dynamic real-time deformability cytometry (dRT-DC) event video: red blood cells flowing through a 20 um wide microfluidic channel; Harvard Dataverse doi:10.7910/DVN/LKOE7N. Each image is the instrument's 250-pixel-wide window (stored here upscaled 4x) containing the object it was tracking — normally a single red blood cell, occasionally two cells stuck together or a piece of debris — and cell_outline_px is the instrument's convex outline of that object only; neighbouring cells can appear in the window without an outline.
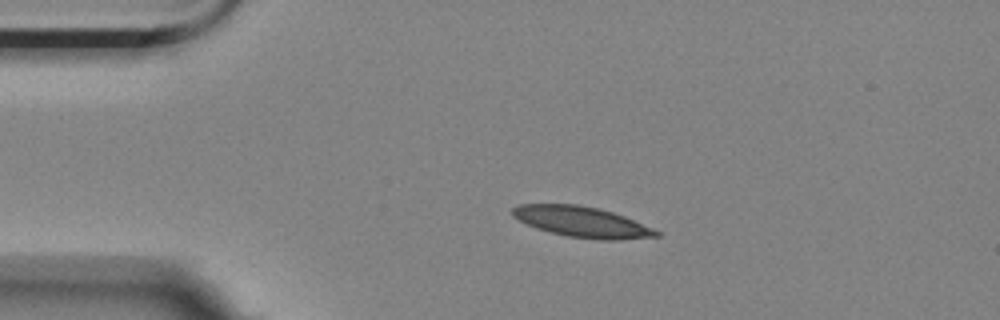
{"species": "Egyptian fruit bat (a non-hibernating species)", "species_latin": "Rousettus aegyptiacus", "temperature_condition": "room temperature", "stored_images_in_passage": 8, "camera_frame_rate_fps": 3000, "um_per_image_px": 0.085, "animal": {"sex": "female"}, "frame": {"image": 1, "passage_image": 3, "time_ms": 0.667, "image_size_px": [1000, 320], "cell_outline_px": [[660, 236], [620, 240], [600, 240], [568, 236], [548, 232], [536, 228], [512, 216], [512, 208], [520, 204], [576, 204], [600, 208], [624, 216], [652, 228], [660, 232]], "centroid_in_image_um": [49.47, 18.86], "position_along_channel_um": 35.5, "area_um2": 25.61}}
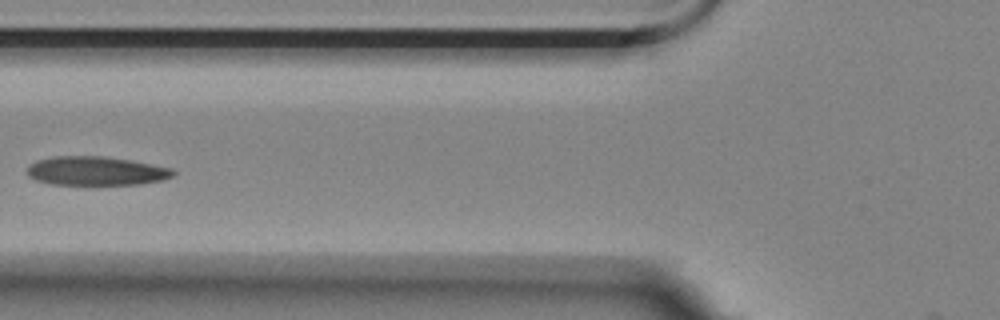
{"frame": {"image": 2, "passage_image": 6, "time_ms": 1.667, "image_size_px": [1000, 320], "cell_outline_px": [[176, 176], [164, 180], [140, 184], [48, 184], [36, 180], [28, 176], [28, 168], [36, 160], [52, 156], [104, 156], [128, 160], [172, 168], [176, 172]], "centroid_in_image_um": [8.19, 14.53], "position_along_channel_um": 117.6, "area_um2": 24.57}}
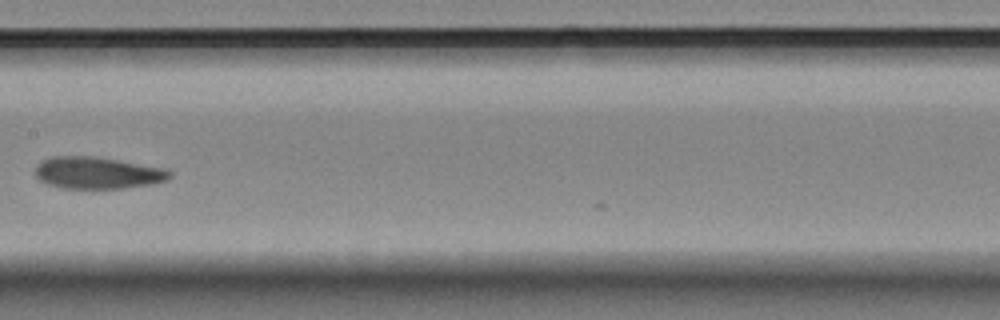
{"frame": {"image": 3, "passage_image": 8, "time_ms": 2.333, "image_size_px": [1000, 320], "cell_outline_px": [[172, 176], [168, 180], [152, 184], [124, 188], [60, 188], [48, 184], [40, 180], [36, 176], [36, 164], [40, 160], [52, 156], [96, 156], [164, 168], [172, 172]], "centroid_in_image_um": [8.28, 14.68], "position_along_channel_um": 199.1, "area_um2": 25.14}}